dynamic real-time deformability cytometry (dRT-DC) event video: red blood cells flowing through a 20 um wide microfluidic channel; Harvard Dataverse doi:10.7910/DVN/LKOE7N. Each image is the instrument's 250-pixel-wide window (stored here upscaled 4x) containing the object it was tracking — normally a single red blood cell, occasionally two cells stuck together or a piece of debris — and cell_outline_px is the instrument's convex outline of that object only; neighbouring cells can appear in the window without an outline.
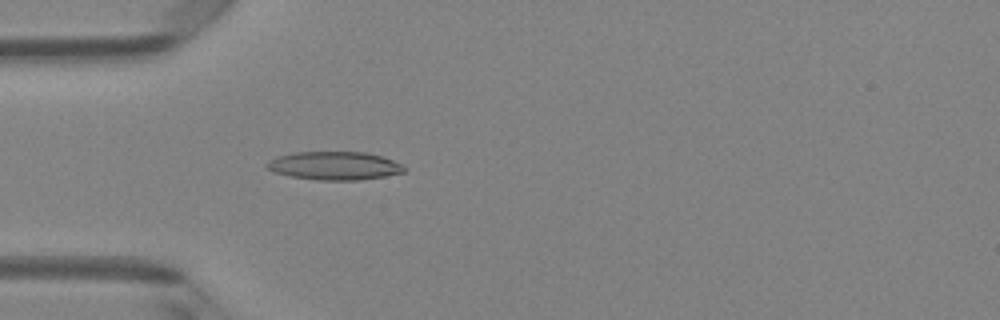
{"species": "Egyptian fruit bat (a non-hibernating species)", "species_latin": "Rousettus aegyptiacus", "temperature_condition": "room temperature", "stored_images_in_passage": 5, "camera_frame_rate_fps": 3000, "um_per_image_px": 0.085, "animal": {"sex": "female"}, "frame": {"image": 1, "passage_image": 5, "time_ms": 1.333, "image_size_px": [1000, 320], "cell_outline_px": [[404, 172], [384, 176], [360, 180], [316, 180], [288, 176], [272, 172], [264, 164], [268, 160], [276, 156], [292, 152], [364, 152], [384, 156], [404, 164]], "centroid_in_image_um": [28.39, 14.08], "position_along_channel_um": 56.6, "area_um2": 23.0}}